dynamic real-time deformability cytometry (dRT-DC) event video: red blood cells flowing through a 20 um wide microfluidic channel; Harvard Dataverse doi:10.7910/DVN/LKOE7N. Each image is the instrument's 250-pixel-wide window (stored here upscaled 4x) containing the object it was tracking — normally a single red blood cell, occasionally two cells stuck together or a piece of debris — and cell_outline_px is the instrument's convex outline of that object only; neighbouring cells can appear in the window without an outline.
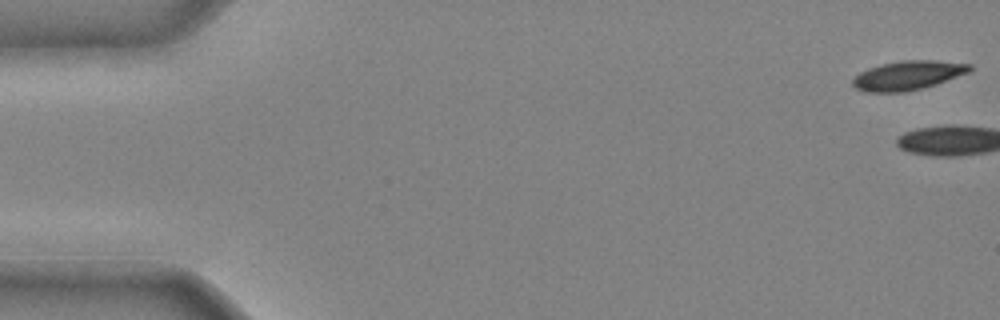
{"species": "common noctule bat (a hibernating species)", "species_latin": "Nyctalus noctula", "temperature_condition": "cold", "stored_images_in_passage": 3, "camera_frame_rate_fps": 3000, "um_per_image_px": 0.085, "animal": {"sex": "male", "body_mass_g": 20.4}, "frame": {"image": 1, "passage_image": 1, "time_ms": 0.0, "image_size_px": [1000, 320], "cell_outline_px": [[972, 72], [936, 84], [908, 92], [864, 92], [856, 88], [852, 84], [852, 80], [860, 72], [868, 68], [900, 60], [932, 60], [972, 64]], "centroid_in_image_um": [77.21, 6.41], "position_along_channel_um": 7.8, "area_um2": 20.0}}